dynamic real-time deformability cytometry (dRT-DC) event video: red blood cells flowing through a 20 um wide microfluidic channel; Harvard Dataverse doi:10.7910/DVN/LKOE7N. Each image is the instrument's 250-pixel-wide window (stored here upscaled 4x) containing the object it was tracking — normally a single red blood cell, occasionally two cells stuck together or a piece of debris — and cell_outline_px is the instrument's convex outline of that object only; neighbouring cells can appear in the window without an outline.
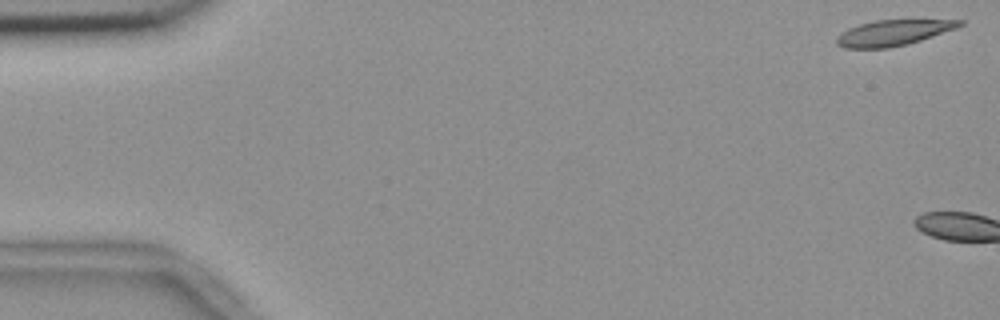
{"species": "common noctule bat (a hibernating species)", "species_latin": "Nyctalus noctula", "temperature_condition": "room temperature", "stored_images_in_passage": 3, "camera_frame_rate_fps": 3000, "um_per_image_px": 0.085, "animal": {"sex": "female", "body_mass_g": 18.4}, "frame": {"image": 1, "passage_image": 1, "time_ms": 0.0, "image_size_px": [1000, 320], "cell_outline_px": [[964, 24], [956, 28], [908, 44], [888, 48], [844, 48], [836, 44], [836, 36], [840, 32], [848, 28], [872, 20], [964, 20]], "centroid_in_image_um": [75.87, 2.79], "position_along_channel_um": 9.1, "area_um2": 18.38}}